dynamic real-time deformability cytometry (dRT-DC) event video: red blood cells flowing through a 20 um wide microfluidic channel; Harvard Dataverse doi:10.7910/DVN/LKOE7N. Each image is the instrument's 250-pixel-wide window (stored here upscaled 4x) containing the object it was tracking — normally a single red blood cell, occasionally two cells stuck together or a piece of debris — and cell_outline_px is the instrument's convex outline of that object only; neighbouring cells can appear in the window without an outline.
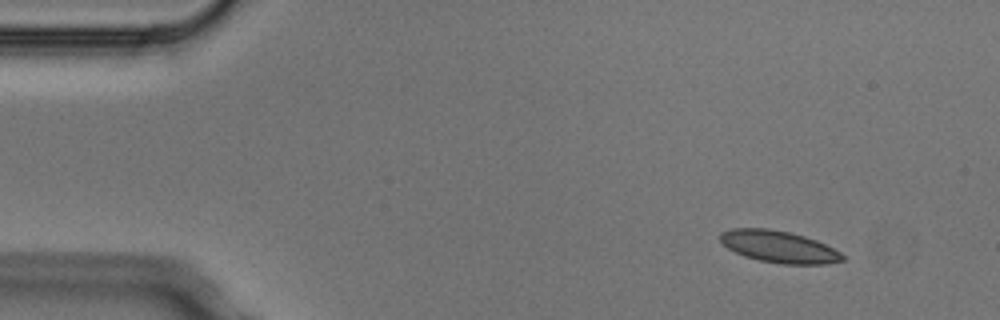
{"species": "Egyptian fruit bat (a non-hibernating species)", "species_latin": "Rousettus aegyptiacus", "temperature_condition": "cold", "stored_images_in_passage": 4, "camera_frame_rate_fps": 3000, "um_per_image_px": 0.085, "animal": {"sex": "male"}, "frame": {"image": 1, "passage_image": 1, "time_ms": 0.0, "image_size_px": [1000, 320], "cell_outline_px": [[844, 260], [828, 264], [780, 264], [760, 260], [744, 256], [728, 248], [720, 240], [720, 232], [732, 228], [768, 228], [788, 232], [804, 236], [816, 240], [840, 252], [844, 256]], "centroid_in_image_um": [66.2, 20.97], "position_along_channel_um": 18.8, "area_um2": 22.6}}
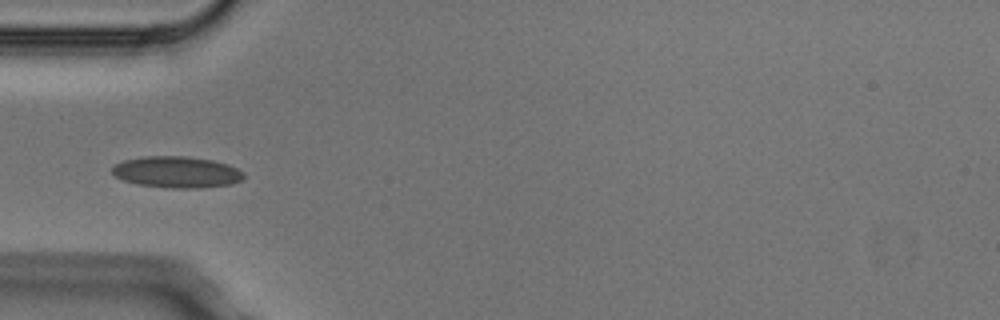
{"frame": {"image": 2, "passage_image": 4, "time_ms": 1.0, "image_size_px": [1000, 320], "cell_outline_px": [[244, 180], [232, 184], [200, 188], [168, 188], [136, 184], [124, 180], [116, 176], [112, 172], [112, 168], [116, 164], [124, 160], [144, 156], [184, 156], [212, 160], [228, 164], [244, 172]], "centroid_in_image_um": [15.06, 14.63], "position_along_channel_um": 69.9, "area_um2": 24.16}}